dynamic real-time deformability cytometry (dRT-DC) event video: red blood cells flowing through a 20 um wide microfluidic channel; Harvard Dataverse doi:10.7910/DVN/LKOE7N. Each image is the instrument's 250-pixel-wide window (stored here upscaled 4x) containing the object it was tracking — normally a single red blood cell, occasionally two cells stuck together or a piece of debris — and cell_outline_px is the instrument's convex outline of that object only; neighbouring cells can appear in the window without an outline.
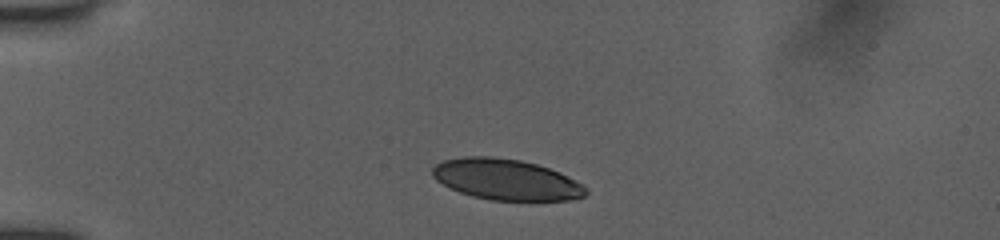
{"species": "human", "species_latin": "Homo sapiens", "temperature_condition": "room temperature", "stored_images_in_passage": 9, "camera_frame_rate_fps": 3000, "um_per_image_px": 0.085, "donor": {"sex": "female"}, "frame": {"image": 1, "passage_image": 3, "time_ms": 1.0, "image_size_px": [1000, 240], "cell_outline_px": [[588, 192], [584, 196], [568, 200], [492, 200], [472, 196], [460, 192], [436, 180], [432, 176], [432, 168], [436, 164], [444, 160], [464, 156], [492, 156], [520, 160], [536, 164], [560, 172], [584, 184], [588, 188]], "centroid_in_image_um": [43.04, 15.25], "position_along_channel_um": 42.0, "area_um2": 36.53}}
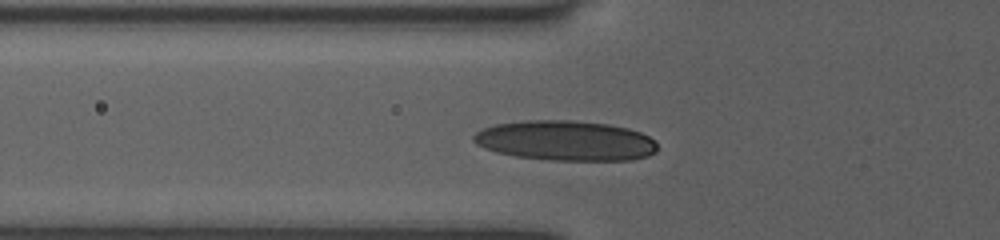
{"frame": {"image": 2, "passage_image": 8, "time_ms": 3.0, "image_size_px": [1000, 240], "cell_outline_px": [[656, 152], [648, 156], [632, 160], [548, 160], [516, 156], [496, 152], [484, 148], [476, 144], [472, 140], [472, 136], [476, 132], [484, 128], [496, 124], [524, 120], [572, 120], [608, 124], [628, 128], [640, 132], [656, 140]], "centroid_in_image_um": [48.07, 11.95], "position_along_channel_um": 77.7, "area_um2": 43.06}}